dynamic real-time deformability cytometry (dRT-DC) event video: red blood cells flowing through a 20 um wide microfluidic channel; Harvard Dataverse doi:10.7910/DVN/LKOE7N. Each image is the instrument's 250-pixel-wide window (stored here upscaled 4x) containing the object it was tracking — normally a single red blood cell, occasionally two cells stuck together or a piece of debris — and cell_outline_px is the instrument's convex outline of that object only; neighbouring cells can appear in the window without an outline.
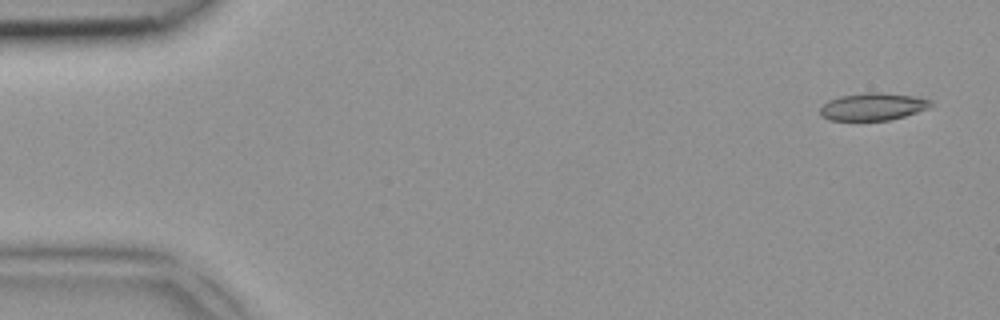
{"species": "common noctule bat (a hibernating species)", "species_latin": "Nyctalus noctula", "temperature_condition": "room temperature", "stored_images_in_passage": 4, "camera_frame_rate_fps": 3000, "um_per_image_px": 0.085, "animal": {"sex": "female", "body_mass_g": 18.4}, "frame": {"image": 1, "passage_image": 1, "time_ms": 0.0, "image_size_px": [1000, 320], "cell_outline_px": [[932, 104], [928, 108], [904, 116], [888, 120], [828, 120], [820, 116], [820, 108], [828, 100], [840, 96], [864, 92], [880, 92], [916, 96], [932, 100]], "centroid_in_image_um": [74.18, 9.05], "position_along_channel_um": 10.8, "area_um2": 17.74}}
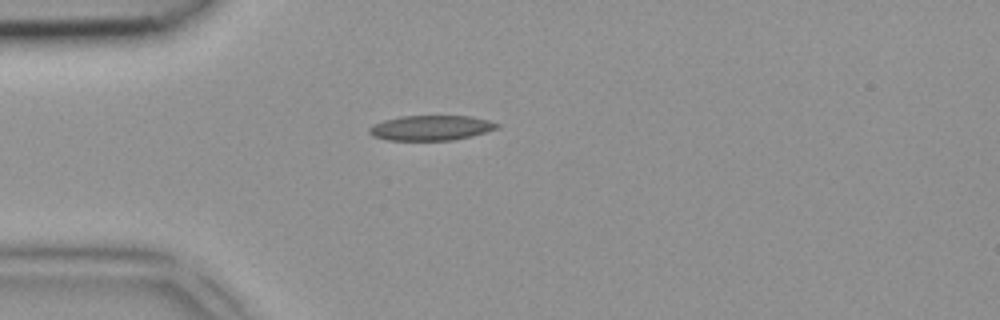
{"frame": {"image": 2, "passage_image": 4, "time_ms": 1.0, "image_size_px": [1000, 320], "cell_outline_px": [[500, 128], [472, 136], [452, 140], [388, 140], [372, 136], [368, 132], [368, 128], [384, 120], [400, 116], [468, 116], [488, 120], [500, 124]], "centroid_in_image_um": [36.65, 10.87], "position_along_channel_um": 48.4, "area_um2": 18.61}}